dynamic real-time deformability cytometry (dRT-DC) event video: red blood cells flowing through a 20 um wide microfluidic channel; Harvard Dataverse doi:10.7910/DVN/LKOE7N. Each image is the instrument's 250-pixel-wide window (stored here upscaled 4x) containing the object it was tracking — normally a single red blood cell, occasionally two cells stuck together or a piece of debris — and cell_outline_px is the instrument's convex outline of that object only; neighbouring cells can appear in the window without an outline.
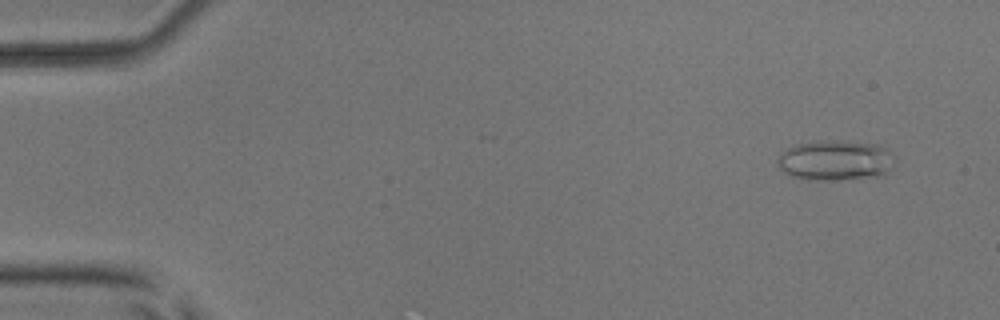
{"species": "common noctule bat (a hibernating species)", "species_latin": "Nyctalus noctula", "temperature_condition": "room temperature", "stored_images_in_passage": 5, "camera_frame_rate_fps": 3000, "um_per_image_px": 0.085, "animal": {"sex": "male", "body_mass_g": 17.9, "forearm_length_mm": 54.2}, "frame": {"image": 1, "passage_image": 2, "time_ms": 1.0, "image_size_px": [1000, 320], "cell_outline_px": [[892, 168], [884, 176], [840, 180], [808, 180], [792, 176], [784, 172], [780, 168], [780, 156], [788, 148], [796, 144], [824, 140], [840, 140], [876, 144], [888, 148]], "centroid_in_image_um": [71.04, 13.64], "position_along_channel_um": 14.0, "area_um2": 27.4}}